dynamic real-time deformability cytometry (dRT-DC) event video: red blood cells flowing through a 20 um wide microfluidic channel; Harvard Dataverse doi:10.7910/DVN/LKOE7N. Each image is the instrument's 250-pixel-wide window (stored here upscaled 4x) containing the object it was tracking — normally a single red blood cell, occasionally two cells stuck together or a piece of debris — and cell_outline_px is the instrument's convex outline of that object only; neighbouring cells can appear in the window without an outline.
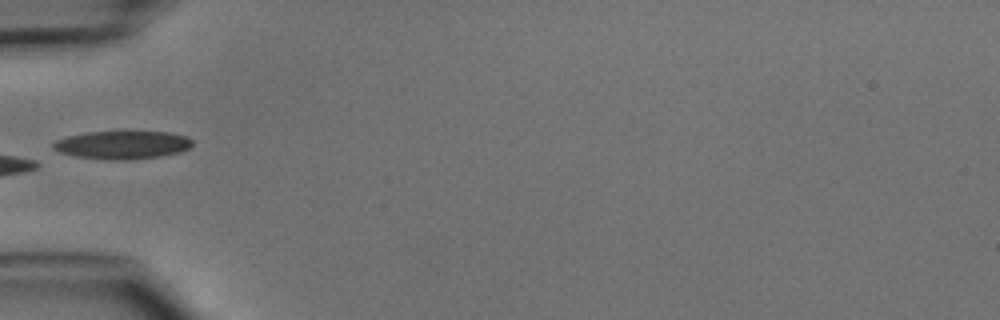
{"species": "common noctule bat (a hibernating species)", "species_latin": "Nyctalus noctula", "temperature_condition": "cold", "stored_images_in_passage": 4, "camera_frame_rate_fps": 3000, "um_per_image_px": 0.085, "animal": {"sex": "male", "body_mass_g": 15.6}, "frame": {"image": 1, "passage_image": 4, "time_ms": 3.333, "image_size_px": [1000, 320], "cell_outline_px": [[192, 148], [180, 152], [160, 156], [132, 160], [108, 160], [76, 156], [60, 152], [52, 148], [52, 144], [56, 140], [68, 136], [88, 132], [168, 132], [188, 136], [192, 140]], "centroid_in_image_um": [10.44, 12.32], "position_along_channel_um": 74.6, "area_um2": 22.89}}